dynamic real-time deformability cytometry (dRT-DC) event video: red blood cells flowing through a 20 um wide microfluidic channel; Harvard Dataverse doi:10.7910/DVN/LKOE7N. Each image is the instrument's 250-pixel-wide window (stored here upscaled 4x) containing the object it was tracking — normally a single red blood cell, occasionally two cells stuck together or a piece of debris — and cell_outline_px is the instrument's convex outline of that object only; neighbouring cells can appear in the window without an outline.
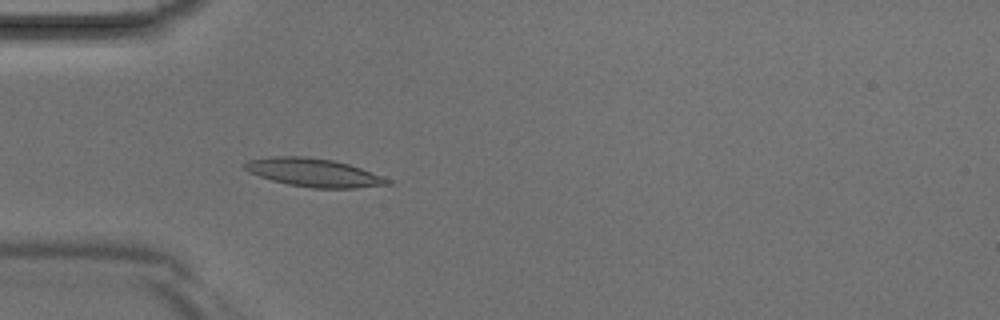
{"species": "Egyptian fruit bat (a non-hibernating species)", "species_latin": "Rousettus aegyptiacus", "temperature_condition": "room temperature", "stored_images_in_passage": 5, "camera_frame_rate_fps": 3000, "um_per_image_px": 0.085, "animal": {"sex": "male"}, "frame": {"image": 1, "passage_image": 5, "time_ms": 1.333, "image_size_px": [1000, 320], "cell_outline_px": [[396, 184], [356, 188], [312, 188], [288, 184], [272, 180], [248, 172], [244, 168], [244, 164], [248, 160], [268, 156], [304, 156], [332, 160], [348, 164], [360, 168], [392, 180]], "centroid_in_image_um": [26.68, 14.67], "position_along_channel_um": 58.3, "area_um2": 23.58}}